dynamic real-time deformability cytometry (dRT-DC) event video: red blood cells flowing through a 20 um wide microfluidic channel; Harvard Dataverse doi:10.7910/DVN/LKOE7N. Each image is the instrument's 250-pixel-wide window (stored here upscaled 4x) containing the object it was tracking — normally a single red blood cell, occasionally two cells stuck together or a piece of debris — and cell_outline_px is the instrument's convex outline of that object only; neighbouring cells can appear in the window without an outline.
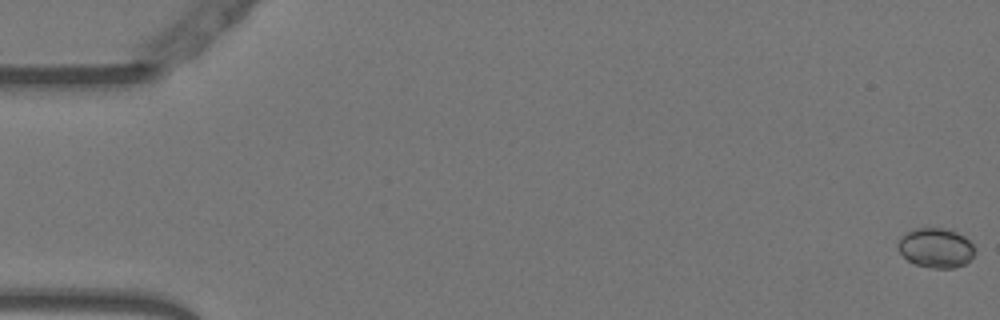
{"species": "Egyptian fruit bat (a non-hibernating species)", "species_latin": "Rousettus aegyptiacus", "temperature_condition": "warm", "stored_images_in_passage": 55, "camera_frame_rate_fps": 3000, "um_per_image_px": 0.085, "animal": {"sex": "female"}, "frame": {"image": 1, "passage_image": 1, "time_ms": 0.0, "image_size_px": [1000, 320], "cell_outline_px": [[976, 248], [972, 256], [964, 264], [956, 268], [932, 268], [916, 264], [908, 260], [896, 248], [896, 244], [904, 232], [916, 228], [944, 228], [956, 232], [964, 236]], "centroid_in_image_um": [79.52, 21.06], "position_along_channel_um": 5.5, "area_um2": 17.8}}
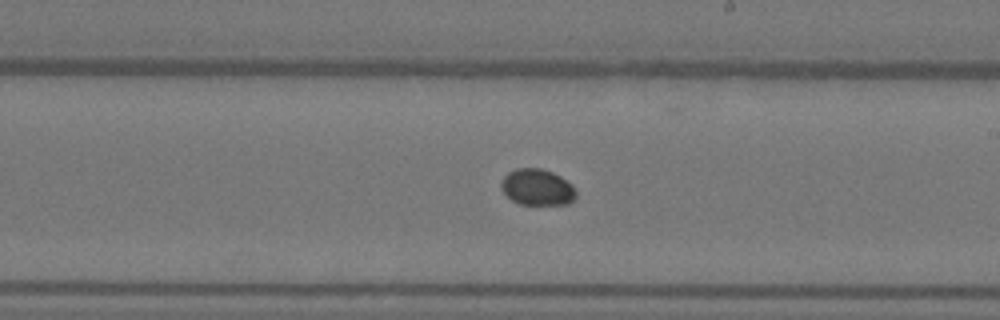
{"frame": {"image": 2, "passage_image": 32, "time_ms": 10.333, "image_size_px": [1000, 320], "cell_outline_px": [[576, 196], [568, 204], [520, 204], [512, 200], [500, 188], [500, 184], [504, 176], [508, 172], [516, 168], [540, 168], [552, 172], [560, 176], [572, 184], [576, 188]], "centroid_in_image_um": [45.67, 15.9], "position_along_channel_um": 243.3, "area_um2": 15.84}}
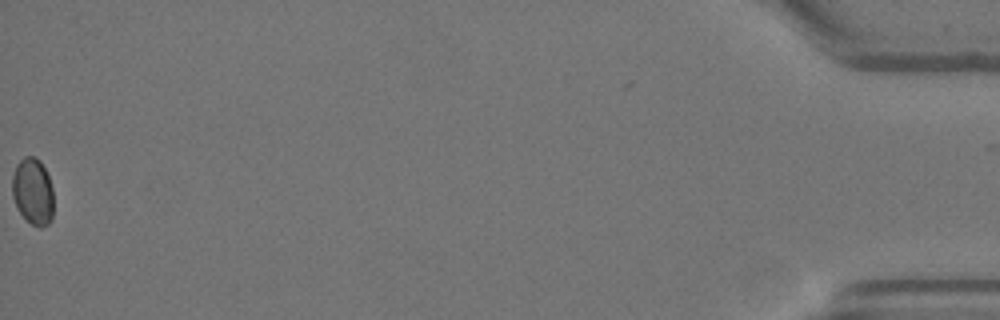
{"frame": {"image": 3, "passage_image": 55, "time_ms": 18.0, "image_size_px": [1000, 320], "cell_outline_px": [[52, 220], [48, 224], [40, 228], [32, 224], [16, 208], [12, 196], [12, 176], [16, 164], [24, 156], [36, 156], [40, 160], [48, 176], [52, 188]], "centroid_in_image_um": [2.77, 16.25], "position_along_channel_um": 432.4, "area_um2": 16.13}}